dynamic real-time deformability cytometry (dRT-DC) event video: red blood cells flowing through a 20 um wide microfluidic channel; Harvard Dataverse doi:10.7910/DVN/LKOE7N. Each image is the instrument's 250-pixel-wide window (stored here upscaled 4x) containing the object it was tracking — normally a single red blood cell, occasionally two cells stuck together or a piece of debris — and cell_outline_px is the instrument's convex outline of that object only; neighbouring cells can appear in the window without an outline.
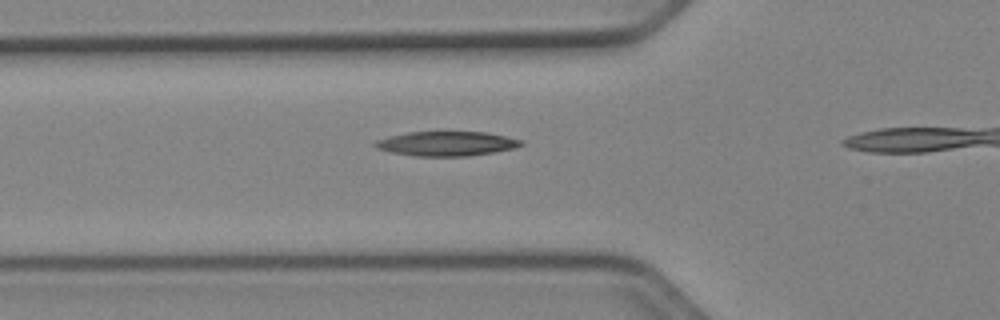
{"species": "Egyptian fruit bat (a non-hibernating species)", "species_latin": "Rousettus aegyptiacus", "temperature_condition": "cold", "stored_images_in_passage": 13, "camera_frame_rate_fps": 3000, "um_per_image_px": 0.085, "animal": {"sex": "female"}, "frame": {"image": 1, "passage_image": 8, "time_ms": 2.333, "image_size_px": [1000, 320], "cell_outline_px": [[524, 144], [516, 148], [468, 156], [416, 156], [392, 152], [376, 148], [372, 144], [376, 140], [388, 136], [408, 132], [444, 128], [484, 132], [524, 140]], "centroid_in_image_um": [37.95, 12.15], "position_along_channel_um": 87.9, "area_um2": 21.91}}
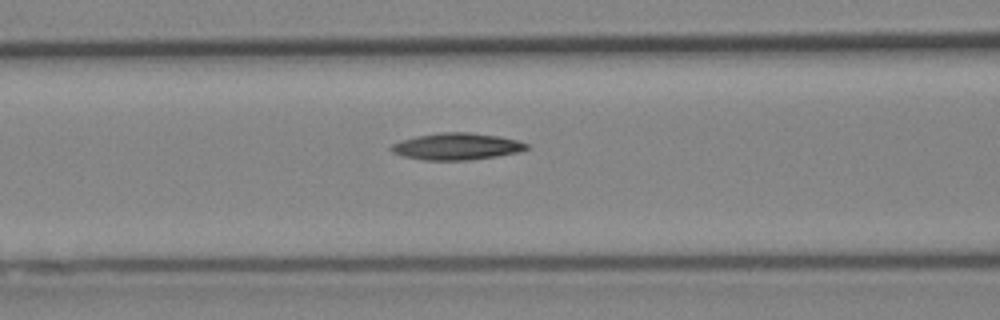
{"frame": {"image": 2, "passage_image": 11, "time_ms": 3.333, "image_size_px": [1000, 320], "cell_outline_px": [[528, 148], [520, 152], [496, 156], [468, 160], [424, 160], [404, 156], [392, 152], [388, 148], [392, 144], [400, 140], [416, 136], [440, 132], [468, 132], [500, 136], [516, 140], [528, 144]], "centroid_in_image_um": [38.8, 12.44], "position_along_channel_um": 127.8, "area_um2": 21.15}}